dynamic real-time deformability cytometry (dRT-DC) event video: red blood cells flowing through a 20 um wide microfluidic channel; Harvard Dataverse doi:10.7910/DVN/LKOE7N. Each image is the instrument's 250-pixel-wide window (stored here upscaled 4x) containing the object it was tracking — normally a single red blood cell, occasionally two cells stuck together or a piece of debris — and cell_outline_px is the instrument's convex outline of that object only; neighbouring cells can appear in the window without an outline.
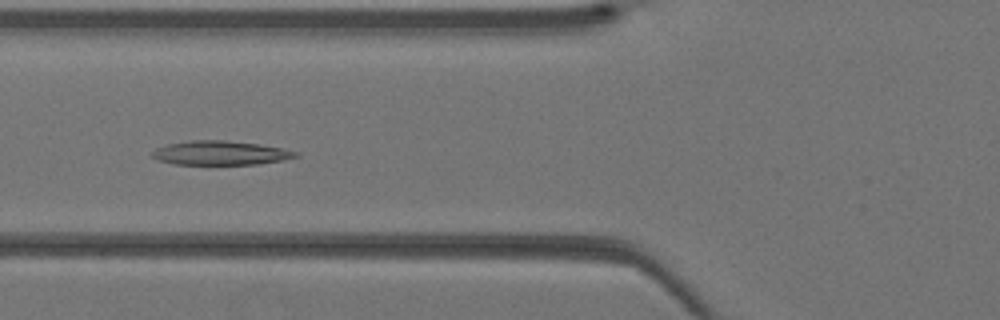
{"species": "Egyptian fruit bat (a non-hibernating species)", "species_latin": "Rousettus aegyptiacus", "temperature_condition": "warm", "stored_images_in_passage": 31, "camera_frame_rate_fps": 3000, "um_per_image_px": 0.085, "animal": {"sex": "female"}, "frame": {"image": 1, "passage_image": 9, "time_ms": 2.667, "image_size_px": [1000, 320], "cell_outline_px": [[300, 156], [284, 160], [260, 164], [176, 164], [160, 160], [152, 156], [152, 152], [156, 148], [168, 144], [192, 140], [224, 140], [260, 144], [300, 152]], "centroid_in_image_um": [18.8, 13.0], "position_along_channel_um": 107.0, "area_um2": 20.06}}
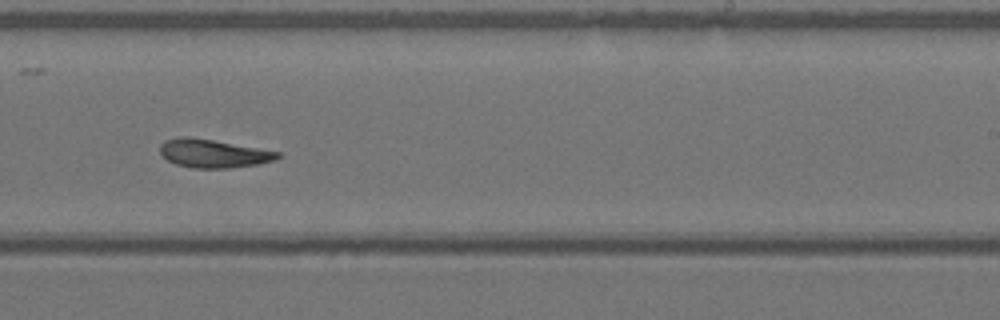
{"frame": {"image": 2, "passage_image": 19, "time_ms": 6.0, "image_size_px": [1000, 320], "cell_outline_px": [[280, 156], [276, 160], [256, 164], [228, 168], [192, 168], [176, 164], [168, 160], [160, 152], [160, 144], [164, 140], [180, 136], [188, 136], [212, 140], [280, 152]], "centroid_in_image_um": [18.09, 13.04], "position_along_channel_um": 270.9, "area_um2": 19.25}}
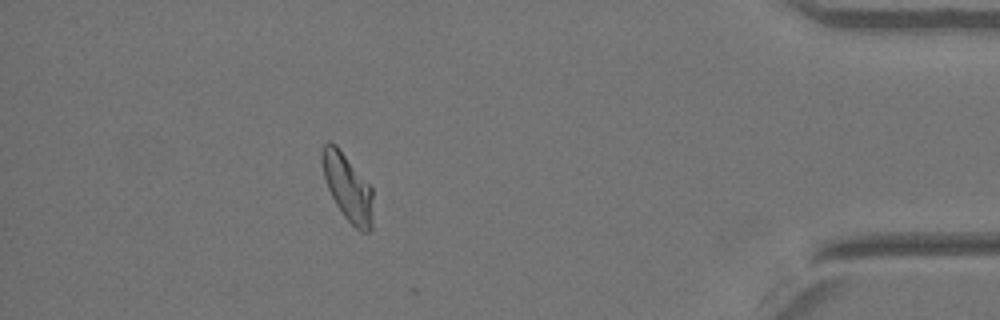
{"frame": {"image": 3, "passage_image": 30, "time_ms": 9.667, "image_size_px": [1000, 320], "cell_outline_px": [[372, 228], [368, 232], [360, 232], [344, 216], [336, 204], [328, 188], [324, 176], [320, 160], [320, 152], [324, 144], [328, 140], [336, 144], [372, 188]], "centroid_in_image_um": [29.52, 15.9], "position_along_channel_um": 405.7, "area_um2": 19.77}}